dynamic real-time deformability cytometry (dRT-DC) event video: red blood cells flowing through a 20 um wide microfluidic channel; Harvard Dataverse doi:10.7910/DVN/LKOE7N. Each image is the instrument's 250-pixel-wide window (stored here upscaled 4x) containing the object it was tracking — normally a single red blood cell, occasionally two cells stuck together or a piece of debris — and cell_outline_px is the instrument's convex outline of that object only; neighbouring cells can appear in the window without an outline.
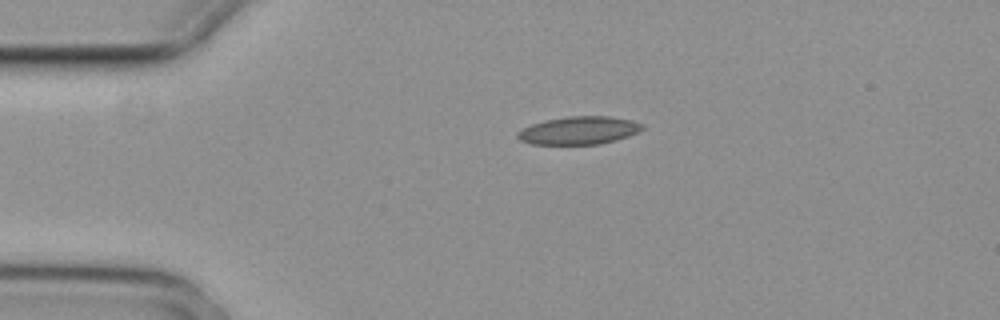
{"species": "common noctule bat (a hibernating species)", "species_latin": "Nyctalus noctula", "temperature_condition": "cold", "stored_images_in_passage": 2, "camera_frame_rate_fps": 3000, "um_per_image_px": 0.085, "animal": {"sex": "female", "body_mass_g": 29.2, "forearm_length_mm": 56.3}, "frame": {"image": 1, "passage_image": 1, "time_ms": 0.0, "image_size_px": [1000, 320], "cell_outline_px": [[644, 128], [640, 132], [616, 140], [600, 144], [532, 144], [520, 140], [516, 136], [516, 132], [520, 128], [544, 120], [568, 116], [608, 116], [632, 120], [644, 124]], "centroid_in_image_um": [49.21, 11.08], "position_along_channel_um": 35.8, "area_um2": 20.52}}